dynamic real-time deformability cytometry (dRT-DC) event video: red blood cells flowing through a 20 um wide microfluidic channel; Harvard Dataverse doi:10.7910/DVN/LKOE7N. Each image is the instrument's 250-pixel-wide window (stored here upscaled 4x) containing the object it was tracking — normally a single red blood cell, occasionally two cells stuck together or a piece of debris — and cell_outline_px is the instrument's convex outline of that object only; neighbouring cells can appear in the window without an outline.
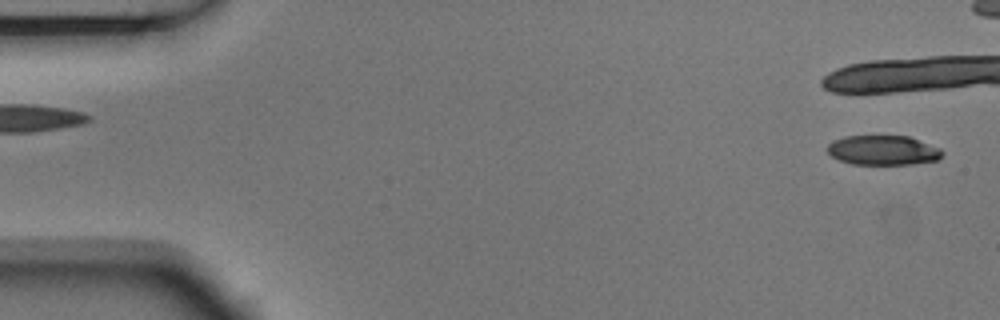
{"species": "Egyptian fruit bat (a non-hibernating species)", "species_latin": "Rousettus aegyptiacus", "temperature_condition": "room temperature", "stored_images_in_passage": 3, "segment_of_instrument_passage": [2, 2], "camera_frame_rate_fps": 3000, "um_per_image_px": 0.085, "animal": {"sex": "male"}, "frame": {"image": 1, "passage_image": 3, "time_ms": 0.667, "image_size_px": [1000, 320], "cell_outline_px": [[944, 152], [936, 160], [912, 164], [852, 164], [840, 160], [832, 156], [828, 152], [828, 144], [844, 136], [908, 136], [940, 148]], "centroid_in_image_um": [75.06, 12.77], "position_along_channel_um": 9.9, "area_um2": 19.59}}